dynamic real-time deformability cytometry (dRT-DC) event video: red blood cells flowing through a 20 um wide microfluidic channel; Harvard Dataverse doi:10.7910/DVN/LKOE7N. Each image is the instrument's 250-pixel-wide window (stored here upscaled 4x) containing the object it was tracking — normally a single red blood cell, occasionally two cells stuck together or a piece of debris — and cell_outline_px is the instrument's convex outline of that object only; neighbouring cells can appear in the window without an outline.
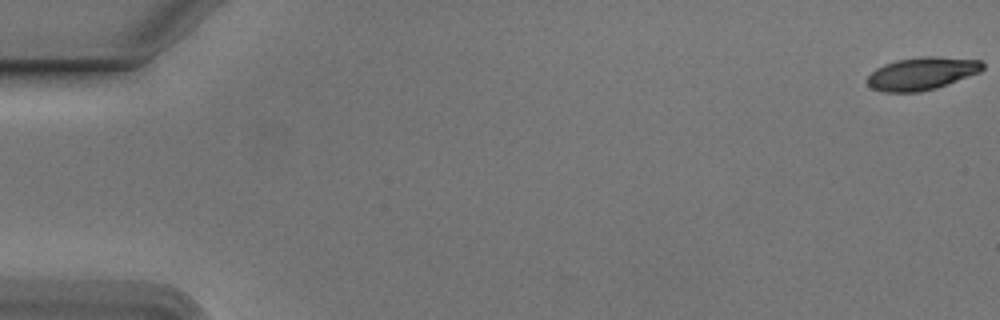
{"species": "Egyptian fruit bat (a non-hibernating species)", "species_latin": "Rousettus aegyptiacus", "temperature_condition": "cold", "stored_images_in_passage": 16, "camera_frame_rate_fps": 3000, "um_per_image_px": 0.085, "animal": {"sex": "male"}, "frame": {"image": 1, "passage_image": 1, "time_ms": 0.0, "image_size_px": [1000, 320], "cell_outline_px": [[984, 68], [980, 72], [948, 84], [936, 88], [920, 92], [884, 92], [872, 88], [864, 80], [876, 68], [884, 64], [896, 60], [920, 56], [936, 56], [980, 60], [984, 64]], "centroid_in_image_um": [78.34, 6.24], "position_along_channel_um": 6.7, "area_um2": 22.14}}
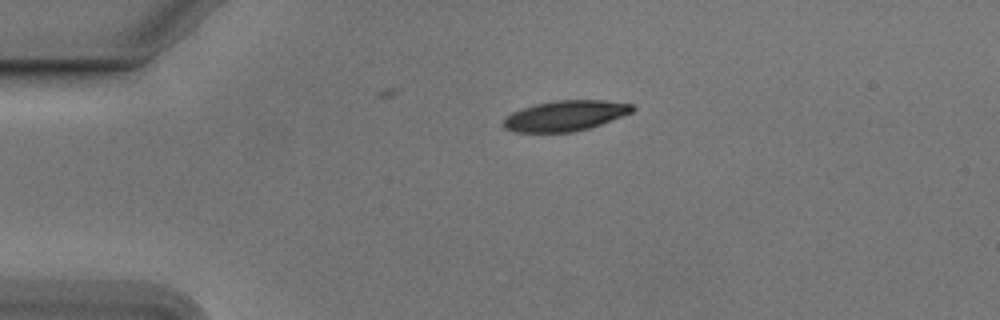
{"frame": {"image": 2, "passage_image": 13, "time_ms": 4.0, "image_size_px": [1000, 320], "cell_outline_px": [[636, 108], [632, 112], [600, 124], [588, 128], [572, 132], [516, 132], [504, 128], [504, 120], [512, 112], [536, 104], [552, 100], [604, 100], [632, 104]], "centroid_in_image_um": [48.06, 9.83], "position_along_channel_um": 36.9, "area_um2": 22.6}}